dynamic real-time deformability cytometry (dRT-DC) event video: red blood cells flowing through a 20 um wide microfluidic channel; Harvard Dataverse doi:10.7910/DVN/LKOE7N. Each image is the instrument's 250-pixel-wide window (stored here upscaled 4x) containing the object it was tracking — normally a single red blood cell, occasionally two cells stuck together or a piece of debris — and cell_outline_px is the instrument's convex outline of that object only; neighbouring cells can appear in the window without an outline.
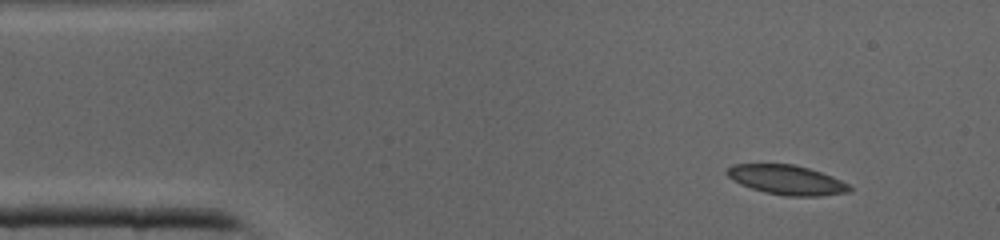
{"species": "common noctule bat (a hibernating species)", "species_latin": "Nyctalus noctula", "temperature_condition": "cold", "stored_images_in_passage": 2, "camera_frame_rate_fps": 3000, "um_per_image_px": 0.085, "animal": {"sex": "male", "body_mass_g": 19.0, "forearm_length_mm": 50.8}, "frame": {"image": 1, "passage_image": 1, "time_ms": 0.0, "image_size_px": [1000, 240], "cell_outline_px": [[852, 188], [848, 192], [820, 196], [784, 196], [764, 192], [740, 184], [728, 176], [724, 172], [732, 164], [792, 164], [808, 168], [832, 176], [848, 184]], "centroid_in_image_um": [66.85, 15.29], "position_along_channel_um": 18.1, "area_um2": 20.98}}